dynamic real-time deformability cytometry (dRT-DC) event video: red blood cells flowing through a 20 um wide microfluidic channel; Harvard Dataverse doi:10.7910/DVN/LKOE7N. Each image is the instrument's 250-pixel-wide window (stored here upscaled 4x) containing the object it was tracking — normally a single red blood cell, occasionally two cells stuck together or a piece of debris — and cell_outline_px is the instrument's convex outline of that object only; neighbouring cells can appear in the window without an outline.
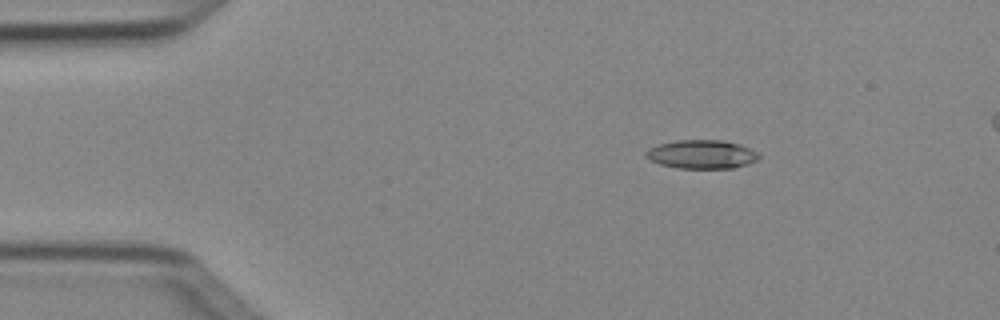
{"species": "Egyptian fruit bat (a non-hibernating species)", "species_latin": "Rousettus aegyptiacus", "temperature_condition": "cold", "stored_images_in_passage": 5, "camera_frame_rate_fps": 3000, "um_per_image_px": 0.085, "animal": {"sex": "female"}, "frame": {"image": 1, "passage_image": 2, "time_ms": 0.333, "image_size_px": [1000, 320], "cell_outline_px": [[760, 156], [756, 160], [748, 164], [732, 168], [676, 168], [660, 164], [648, 160], [644, 156], [644, 152], [648, 148], [660, 144], [676, 140], [724, 140], [740, 144], [756, 152]], "centroid_in_image_um": [59.59, 13.11], "position_along_channel_um": 25.4, "area_um2": 18.96}}